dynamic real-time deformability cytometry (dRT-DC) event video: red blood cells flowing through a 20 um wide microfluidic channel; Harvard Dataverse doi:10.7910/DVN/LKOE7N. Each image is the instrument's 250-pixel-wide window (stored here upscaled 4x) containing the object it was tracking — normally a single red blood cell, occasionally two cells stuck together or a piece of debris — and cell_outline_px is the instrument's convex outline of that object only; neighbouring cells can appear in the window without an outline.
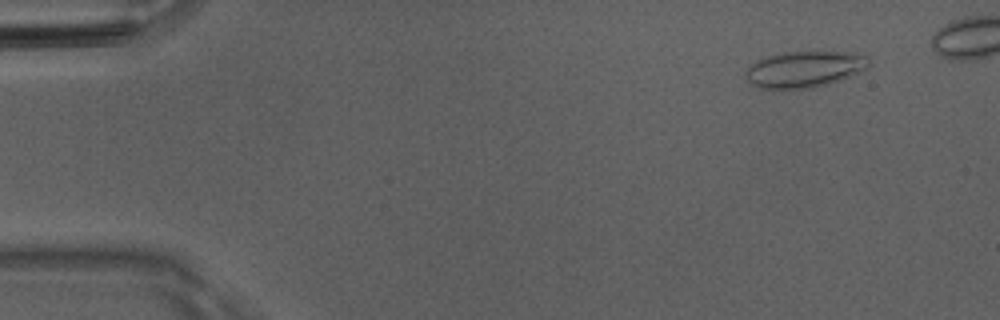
{"species": "Egyptian fruit bat (a non-hibernating species)", "species_latin": "Rousettus aegyptiacus", "temperature_condition": "room temperature", "stored_images_in_passage": 15, "camera_frame_rate_fps": 3000, "um_per_image_px": 0.085, "animal": {"sex": "male"}, "frame": {"image": 1, "passage_image": 5, "time_ms": 1.333, "image_size_px": [1000, 320], "cell_outline_px": [[868, 68], [840, 80], [828, 84], [812, 88], [772, 92], [760, 88], [752, 84], [748, 80], [744, 72], [756, 60], [768, 56], [784, 52], [812, 48], [852, 52], [868, 56]], "centroid_in_image_um": [68.37, 5.87], "position_along_channel_um": 16.6, "area_um2": 27.57}}